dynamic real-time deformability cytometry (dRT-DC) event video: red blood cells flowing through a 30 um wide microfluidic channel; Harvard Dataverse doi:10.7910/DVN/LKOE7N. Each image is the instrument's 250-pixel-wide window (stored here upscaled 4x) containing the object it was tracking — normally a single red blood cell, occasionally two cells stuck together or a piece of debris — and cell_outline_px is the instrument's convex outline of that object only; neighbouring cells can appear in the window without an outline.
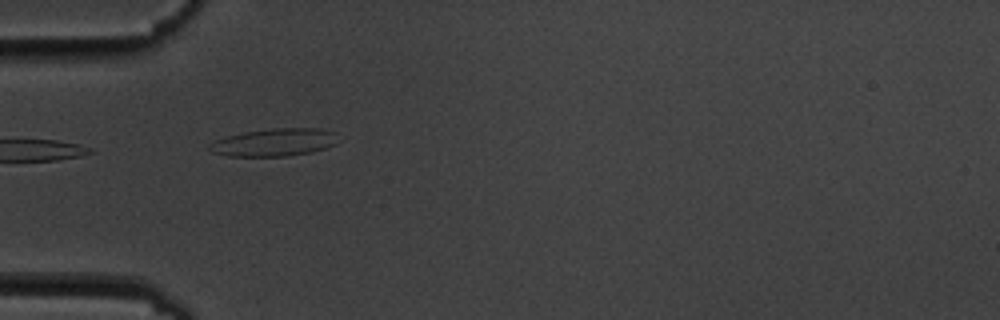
{"species": "common noctule bat (a hibernating species)", "species_latin": "Nyctalus noctula", "temperature_condition": "cold", "stored_images_in_passage": 3, "camera_frame_rate_fps": 3000, "um_per_image_px": 0.085, "animal": {"sex": "male", "body_mass_g": 19.5, "forearm_length_mm": 54.6}, "frame": {"image": 1, "passage_image": 2, "time_ms": 1.0, "image_size_px": [1000, 320], "cell_outline_px": [[336, 144], [312, 152], [288, 156], [228, 156], [212, 152], [208, 148], [208, 144], [224, 136], [244, 132], [272, 128], [320, 128], [336, 132]], "centroid_in_image_um": [23.3, 12.09], "position_along_channel_um": 61.7, "area_um2": 20.87}}